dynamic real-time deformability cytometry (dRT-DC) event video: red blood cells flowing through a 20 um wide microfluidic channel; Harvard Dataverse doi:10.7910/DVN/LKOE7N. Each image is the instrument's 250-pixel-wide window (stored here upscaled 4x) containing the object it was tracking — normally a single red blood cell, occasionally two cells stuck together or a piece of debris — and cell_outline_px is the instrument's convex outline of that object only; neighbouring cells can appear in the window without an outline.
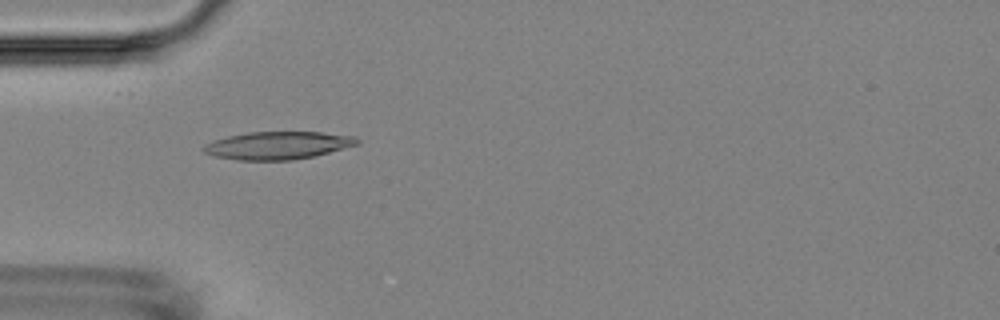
{"species": "Egyptian fruit bat (a non-hibernating species)", "species_latin": "Rousettus aegyptiacus", "temperature_condition": "room temperature", "stored_images_in_passage": 2, "camera_frame_rate_fps": 3000, "um_per_image_px": 0.085, "animal": {"sex": "female"}, "frame": {"image": 1, "passage_image": 1, "time_ms": 0.0, "image_size_px": [1000, 320], "cell_outline_px": [[360, 144], [316, 156], [292, 160], [236, 160], [216, 156], [204, 152], [200, 148], [204, 144], [212, 140], [228, 136], [248, 132], [320, 132], [356, 136], [360, 140]], "centroid_in_image_um": [23.63, 12.36], "position_along_channel_um": 61.4, "area_um2": 25.09}}